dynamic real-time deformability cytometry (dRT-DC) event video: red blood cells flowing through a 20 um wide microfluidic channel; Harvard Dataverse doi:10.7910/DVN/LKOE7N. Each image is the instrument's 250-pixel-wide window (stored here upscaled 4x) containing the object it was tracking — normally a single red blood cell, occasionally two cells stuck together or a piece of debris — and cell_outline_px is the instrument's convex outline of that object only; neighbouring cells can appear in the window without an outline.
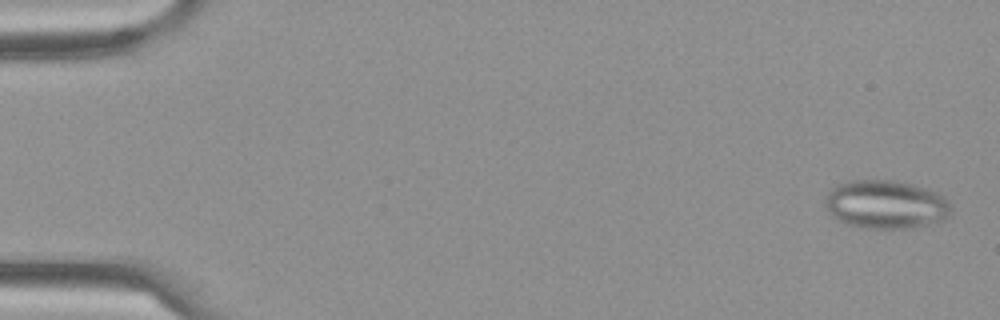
{"species": "Egyptian fruit bat (a non-hibernating species)", "species_latin": "Rousettus aegyptiacus", "temperature_condition": "cold", "stored_images_in_passage": 59, "segment_of_instrument_passage": [1, 2], "camera_frame_rate_fps": 3000, "um_per_image_px": 0.085, "frame": {"image": 1, "passage_image": 2, "time_ms": 0.333, "image_size_px": [1000, 320], "cell_outline_px": [[952, 212], [940, 220], [912, 228], [864, 228], [848, 224], [840, 220], [824, 204], [824, 196], [832, 188], [840, 184], [852, 180], [892, 180], [912, 184], [936, 192], [944, 196], [952, 208]], "centroid_in_image_um": [75.3, 17.37], "position_along_channel_um": 9.7, "area_um2": 35.14}}